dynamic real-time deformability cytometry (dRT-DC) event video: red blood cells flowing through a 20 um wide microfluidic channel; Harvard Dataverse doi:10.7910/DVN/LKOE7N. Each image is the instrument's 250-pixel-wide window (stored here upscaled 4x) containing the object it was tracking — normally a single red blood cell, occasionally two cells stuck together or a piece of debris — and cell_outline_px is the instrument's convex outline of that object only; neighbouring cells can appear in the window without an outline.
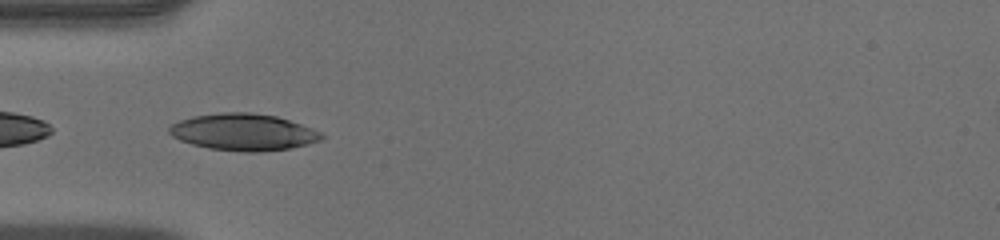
{"species": "human", "species_latin": "Homo sapiens", "temperature_condition": "warm", "stored_images_in_passage": 15, "camera_frame_rate_fps": 3000, "um_per_image_px": 0.085, "donor": {"sex": "male"}, "frame": {"image": 1, "passage_image": 1, "time_ms": 0.0, "image_size_px": [1000, 240], "cell_outline_px": [[324, 136], [320, 140], [308, 144], [288, 148], [260, 152], [244, 152], [208, 148], [192, 144], [180, 140], [172, 136], [168, 132], [168, 128], [172, 124], [180, 120], [192, 116], [220, 112], [252, 112], [276, 116], [312, 128], [320, 132]], "centroid_in_image_um": [20.66, 11.22], "position_along_channel_um": 64.3, "area_um2": 32.6}}
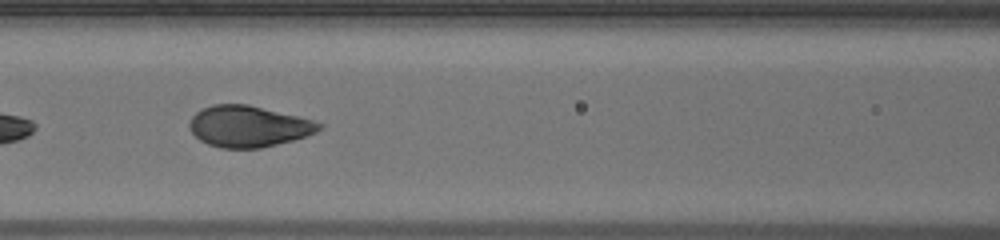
{"frame": {"image": 2, "passage_image": 7, "time_ms": 2.0, "image_size_px": [1000, 240], "cell_outline_px": [[324, 124], [316, 132], [308, 136], [260, 148], [220, 148], [208, 144], [200, 140], [192, 132], [188, 124], [192, 116], [200, 108], [212, 104], [248, 104], [312, 120]], "centroid_in_image_um": [21.09, 10.73], "position_along_channel_um": 145.5, "area_um2": 31.04}}